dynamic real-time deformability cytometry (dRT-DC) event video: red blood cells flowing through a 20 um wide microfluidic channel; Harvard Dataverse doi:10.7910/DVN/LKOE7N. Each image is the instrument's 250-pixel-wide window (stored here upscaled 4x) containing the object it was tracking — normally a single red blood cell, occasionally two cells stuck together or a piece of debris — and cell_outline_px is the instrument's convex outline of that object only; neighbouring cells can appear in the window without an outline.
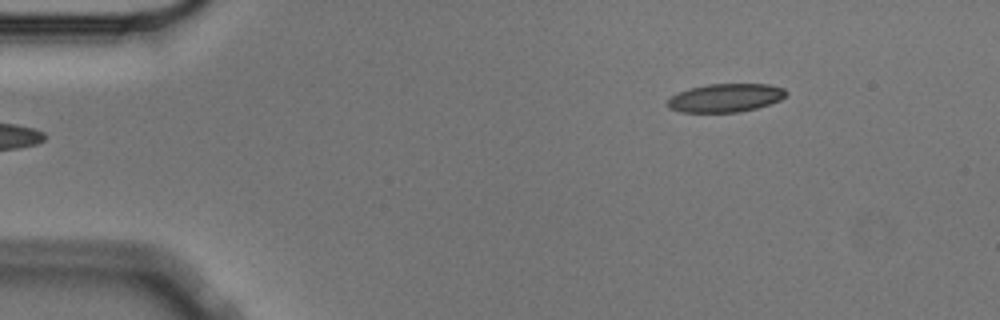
{"species": "Egyptian fruit bat (a non-hibernating species)", "species_latin": "Rousettus aegyptiacus", "temperature_condition": "cold", "stored_images_in_passage": 50, "camera_frame_rate_fps": 3000, "um_per_image_px": 0.085, "animal": {"sex": "male"}, "frame": {"image": 1, "passage_image": 2, "time_ms": 0.333, "image_size_px": [1000, 320], "cell_outline_px": [[788, 92], [780, 100], [756, 108], [740, 112], [680, 112], [668, 108], [668, 100], [672, 96], [688, 88], [708, 84], [768, 84], [784, 88]], "centroid_in_image_um": [61.67, 8.31], "position_along_channel_um": 23.3, "area_um2": 19.54}}
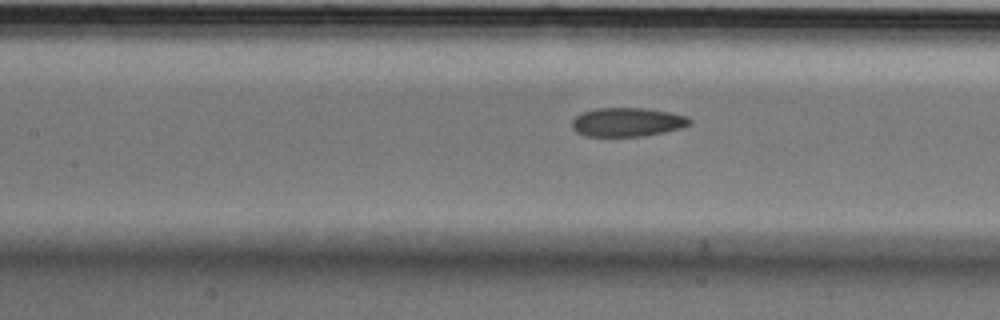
{"frame": {"image": 2, "passage_image": 19, "time_ms": 6.0, "image_size_px": [1000, 320], "cell_outline_px": [[692, 124], [680, 128], [664, 132], [644, 136], [588, 136], [576, 132], [572, 128], [572, 120], [576, 116], [584, 112], [596, 108], [644, 108], [668, 112], [684, 116], [692, 120]], "centroid_in_image_um": [53.31, 10.38], "position_along_channel_um": 154.1, "area_um2": 19.65}}
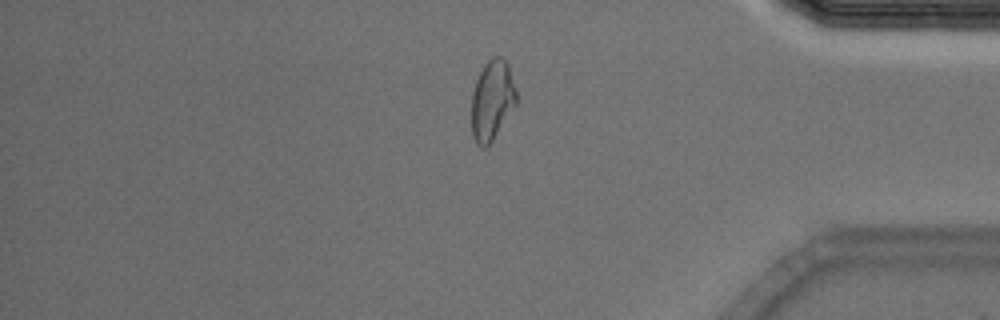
{"frame": {"image": 3, "passage_image": 41, "time_ms": 13.333, "image_size_px": [1000, 320], "cell_outline_px": [[516, 104], [492, 140], [484, 148], [480, 148], [476, 144], [472, 136], [472, 92], [476, 80], [484, 64], [492, 56], [504, 56], [508, 64], [516, 88]], "centroid_in_image_um": [41.82, 8.49], "position_along_channel_um": 393.4, "area_um2": 20.92}, "authors_computed_cell_mechanics": {"area_um2": 20.6057, "velocity_mm_per_s": 3.5887, "shape_relaxation_time_tau1_ms": 6.6059, "shape_relaxation_time_tau2_ms": 3.2471, "deformation_change_tau1": 0.1641, "deformation_change_tau2": 0.0856}}